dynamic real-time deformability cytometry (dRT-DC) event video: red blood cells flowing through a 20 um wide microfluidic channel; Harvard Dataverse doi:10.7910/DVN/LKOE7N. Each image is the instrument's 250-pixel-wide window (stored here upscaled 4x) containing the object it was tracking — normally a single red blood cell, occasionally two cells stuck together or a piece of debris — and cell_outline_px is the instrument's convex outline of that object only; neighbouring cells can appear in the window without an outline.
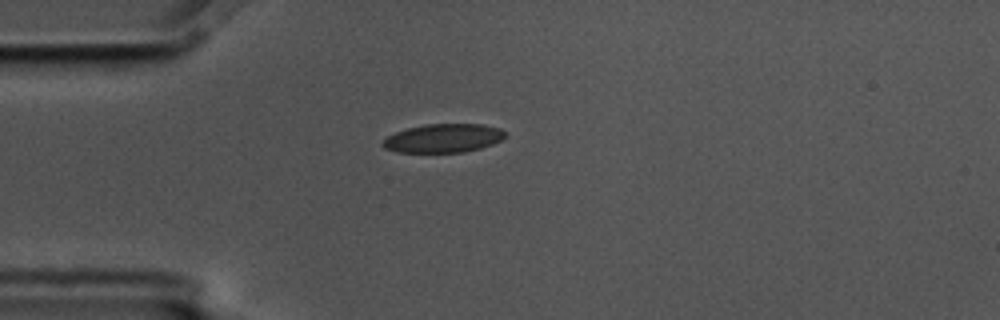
{"species": "common noctule bat (a hibernating species)", "species_latin": "Nyctalus noctula", "temperature_condition": "cold", "stored_images_in_passage": 42, "camera_frame_rate_fps": 3000, "um_per_image_px": 0.085, "animal": {"sex": "male", "body_mass_g": 17.5, "forearm_length_mm": 52.3}, "frame": {"image": 1, "passage_image": 1, "time_ms": 0.0, "image_size_px": [1000, 320], "cell_outline_px": [[508, 136], [492, 144], [480, 148], [464, 152], [396, 152], [384, 148], [380, 144], [388, 136], [396, 132], [408, 128], [424, 124], [484, 124], [500, 128], [508, 132]], "centroid_in_image_um": [37.72, 11.74], "position_along_channel_um": 47.3, "area_um2": 20.58}}
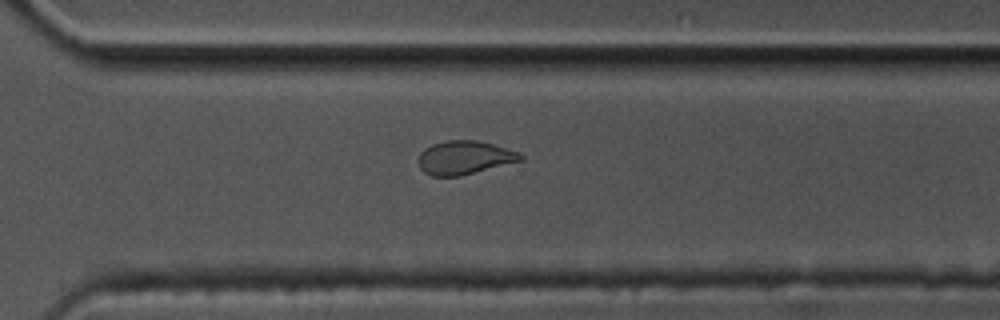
{"frame": {"image": 2, "passage_image": 26, "time_ms": 8.333, "image_size_px": [1000, 320], "cell_outline_px": [[524, 160], [460, 176], [432, 176], [424, 172], [420, 168], [416, 160], [420, 152], [424, 148], [432, 144], [444, 140], [476, 140], [492, 144], [520, 152], [524, 156]], "centroid_in_image_um": [39.46, 13.39], "position_along_channel_um": 331.1, "area_um2": 20.23}}
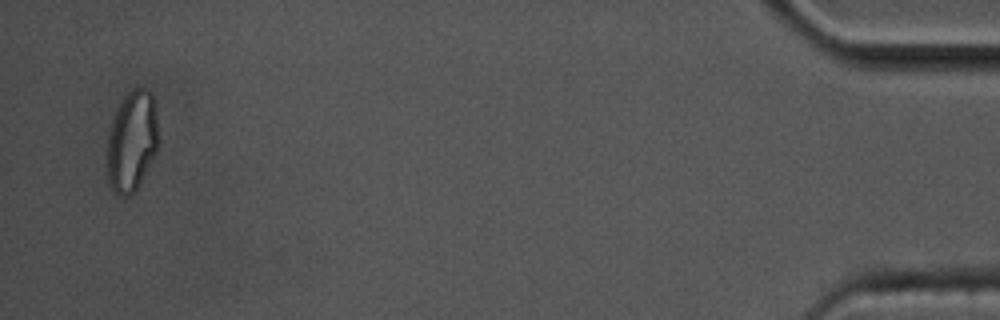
{"frame": {"image": 3, "passage_image": 41, "time_ms": 13.333, "image_size_px": [1000, 320], "cell_outline_px": [[160, 140], [156, 152], [136, 188], [128, 196], [116, 196], [112, 192], [108, 180], [108, 136], [116, 108], [124, 96], [132, 88], [148, 88], [152, 92], [156, 112]], "centroid_in_image_um": [11.23, 11.96], "position_along_channel_um": 424.0, "area_um2": 30.23}, "authors_computed_cell_mechanics": {"area_um2": 20.9814, "velocity_mm_per_s": 3.5649, "shape_relaxation_time_tau1_ms": null, "shape_relaxation_time_tau2_ms": 1.4771, "deformation_change_tau1": null, "deformation_change_tau2": 0.065}}